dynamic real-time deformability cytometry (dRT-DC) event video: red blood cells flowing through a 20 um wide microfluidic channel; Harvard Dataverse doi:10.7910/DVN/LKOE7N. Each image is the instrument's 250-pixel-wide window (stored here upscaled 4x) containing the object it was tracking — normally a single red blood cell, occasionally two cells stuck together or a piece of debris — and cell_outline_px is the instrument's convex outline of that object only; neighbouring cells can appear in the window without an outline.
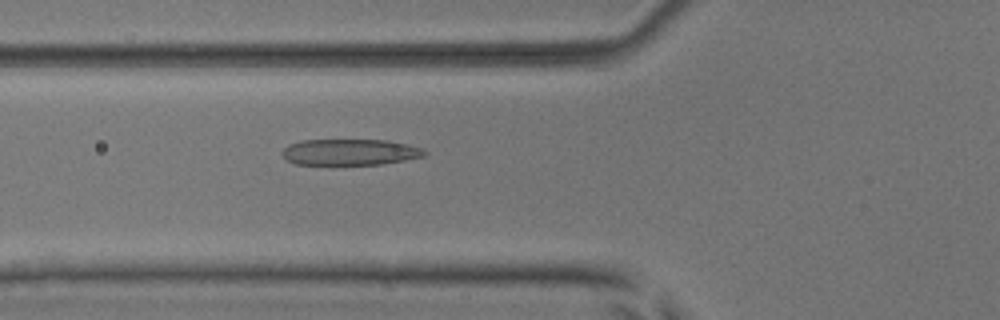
{"species": "common noctule bat (a hibernating species)", "species_latin": "Nyctalus noctula", "temperature_condition": "room temperature", "stored_images_in_passage": 53, "camera_frame_rate_fps": 3000, "um_per_image_px": 0.085, "animal": {"sex": "male", "body_mass_g": 17.9, "forearm_length_mm": 54.2}, "frame": {"image": 1, "passage_image": 20, "time_ms": 6.333, "image_size_px": [1000, 320], "cell_outline_px": [[428, 152], [424, 156], [404, 160], [380, 164], [292, 164], [284, 160], [280, 152], [288, 144], [300, 140], [388, 140], [408, 144], [420, 148]], "centroid_in_image_um": [29.68, 12.92], "position_along_channel_um": 96.1, "area_um2": 21.79}}
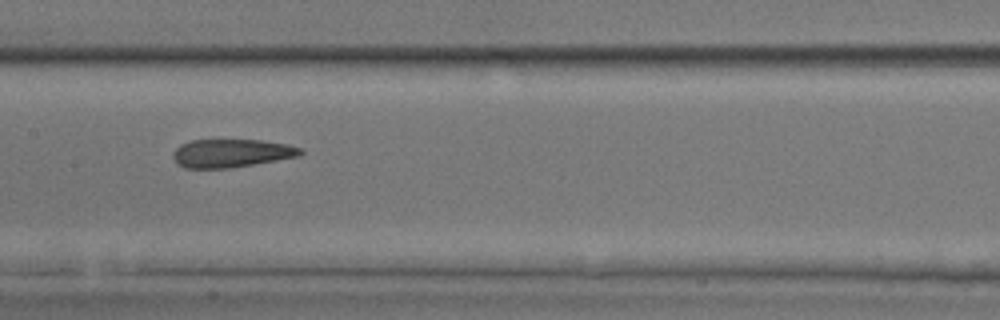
{"frame": {"image": 2, "passage_image": 27, "time_ms": 8.667, "image_size_px": [1000, 320], "cell_outline_px": [[304, 152], [300, 156], [228, 168], [184, 168], [176, 164], [172, 156], [172, 152], [180, 144], [192, 140], [260, 140], [288, 144], [304, 148]], "centroid_in_image_um": [19.66, 13.02], "position_along_channel_um": 187.7, "area_um2": 21.1}}
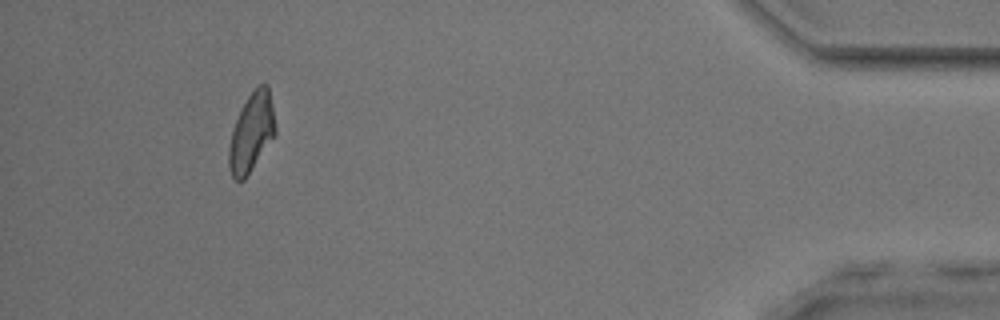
{"frame": {"image": 3, "passage_image": 49, "time_ms": 16.0, "image_size_px": [1000, 320], "cell_outline_px": [[276, 132], [244, 180], [236, 180], [232, 176], [228, 168], [228, 148], [232, 132], [236, 120], [248, 96], [256, 84], [268, 84], [276, 128]], "centroid_in_image_um": [21.36, 11.24], "position_along_channel_um": 413.8, "area_um2": 20.92}, "authors_computed_cell_mechanics": {"area_um2": 22.253, "velocity_mm_per_s": 3.9263, "shape_relaxation_time_tau1_ms": null, "shape_relaxation_time_tau2_ms": 2.2295, "deformation_change_tau1": null, "deformation_change_tau2": 0.1018}}